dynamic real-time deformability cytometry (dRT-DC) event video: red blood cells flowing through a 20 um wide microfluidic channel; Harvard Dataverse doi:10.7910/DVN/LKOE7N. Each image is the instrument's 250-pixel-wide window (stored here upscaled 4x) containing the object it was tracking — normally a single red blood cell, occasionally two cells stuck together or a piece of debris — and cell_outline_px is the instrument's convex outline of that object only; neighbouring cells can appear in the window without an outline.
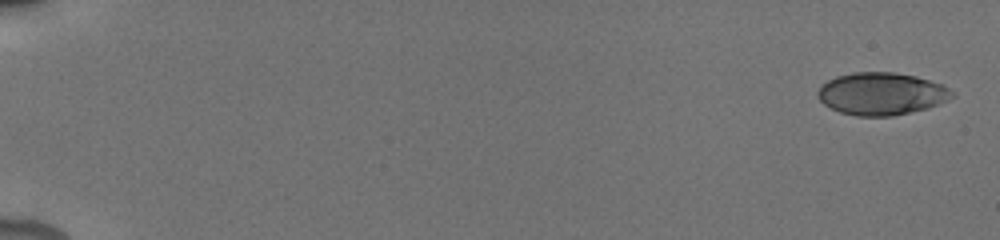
{"species": "human", "species_latin": "Homo sapiens", "temperature_condition": "cold", "stored_images_in_passage": 9, "camera_frame_rate_fps": 3000, "um_per_image_px": 0.085, "donor": {"sex": "male"}, "frame": {"image": 1, "passage_image": 1, "time_ms": 0.0, "image_size_px": [1000, 240], "cell_outline_px": [[956, 96], [948, 100], [928, 108], [892, 116], [856, 116], [840, 112], [824, 104], [816, 96], [816, 92], [820, 84], [836, 76], [852, 72], [892, 72], [916, 76], [944, 84], [956, 92]], "centroid_in_image_um": [74.94, 7.96], "position_along_channel_um": 10.1, "area_um2": 33.64}}
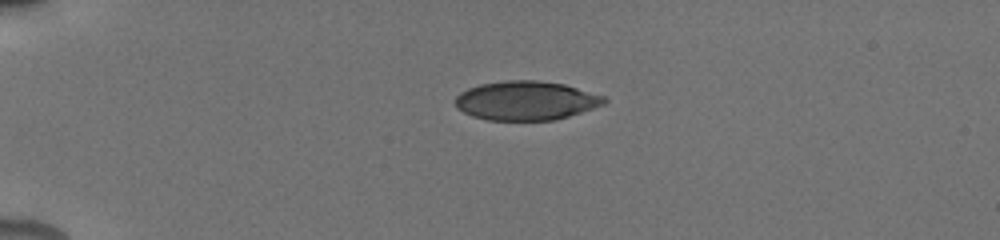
{"frame": {"image": 2, "passage_image": 7, "time_ms": 4.333, "image_size_px": [1000, 240], "cell_outline_px": [[608, 100], [604, 104], [556, 120], [488, 120], [472, 116], [456, 108], [456, 96], [460, 92], [468, 88], [480, 84], [508, 80], [536, 80], [564, 84], [604, 96]], "centroid_in_image_um": [44.69, 8.55], "position_along_channel_um": 40.3, "area_um2": 33.76}}